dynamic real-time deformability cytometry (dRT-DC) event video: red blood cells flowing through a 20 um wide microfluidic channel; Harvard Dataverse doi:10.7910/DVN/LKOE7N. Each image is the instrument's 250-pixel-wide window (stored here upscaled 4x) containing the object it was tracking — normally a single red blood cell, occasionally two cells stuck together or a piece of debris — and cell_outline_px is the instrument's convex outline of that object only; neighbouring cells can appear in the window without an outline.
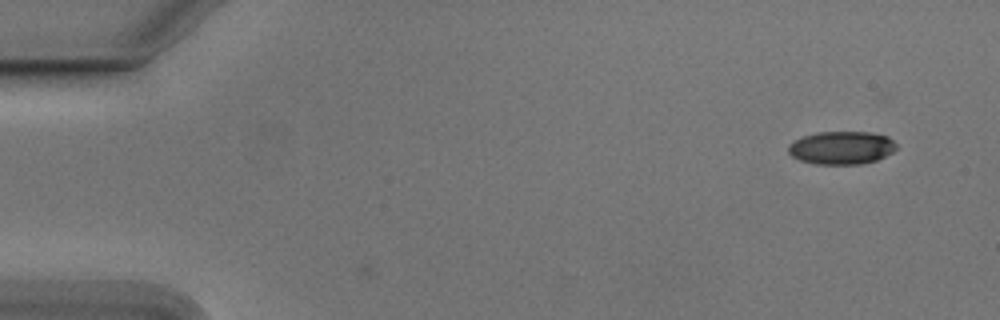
{"species": "Egyptian fruit bat (a non-hibernating species)", "species_latin": "Rousettus aegyptiacus", "temperature_condition": "cold", "stored_images_in_passage": 3, "camera_frame_rate_fps": 3000, "um_per_image_px": 0.085, "animal": {"sex": "male"}, "frame": {"image": 1, "passage_image": 1, "time_ms": 0.0, "image_size_px": [1000, 320], "cell_outline_px": [[896, 148], [892, 152], [876, 160], [860, 164], [816, 164], [800, 160], [792, 156], [788, 152], [788, 144], [792, 140], [816, 132], [868, 132], [888, 136], [896, 144]], "centroid_in_image_um": [71.49, 12.55], "position_along_channel_um": 13.5, "area_um2": 20.81}}